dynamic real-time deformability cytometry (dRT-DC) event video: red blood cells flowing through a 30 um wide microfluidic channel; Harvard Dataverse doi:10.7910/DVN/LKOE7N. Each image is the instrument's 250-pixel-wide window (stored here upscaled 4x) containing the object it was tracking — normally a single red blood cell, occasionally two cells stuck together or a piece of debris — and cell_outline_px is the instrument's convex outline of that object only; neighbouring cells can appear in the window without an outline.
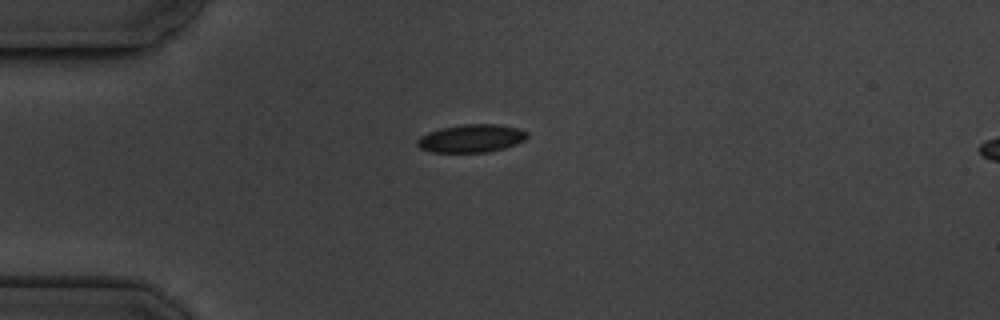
{"species": "common noctule bat (a hibernating species)", "species_latin": "Nyctalus noctula", "temperature_condition": "cold", "stored_images_in_passage": 7, "camera_frame_rate_fps": 3000, "um_per_image_px": 0.085, "animal": {"sex": "male", "body_mass_g": 19.5, "forearm_length_mm": 54.6}, "frame": {"image": 1, "passage_image": 1, "time_ms": 0.0, "image_size_px": [1000, 320], "cell_outline_px": [[528, 136], [524, 140], [516, 144], [504, 148], [488, 152], [432, 152], [420, 148], [416, 144], [416, 140], [420, 136], [428, 132], [440, 128], [464, 124], [496, 124], [520, 128], [528, 132]], "centroid_in_image_um": [40.06, 11.76], "position_along_channel_um": 44.9, "area_um2": 18.03}}
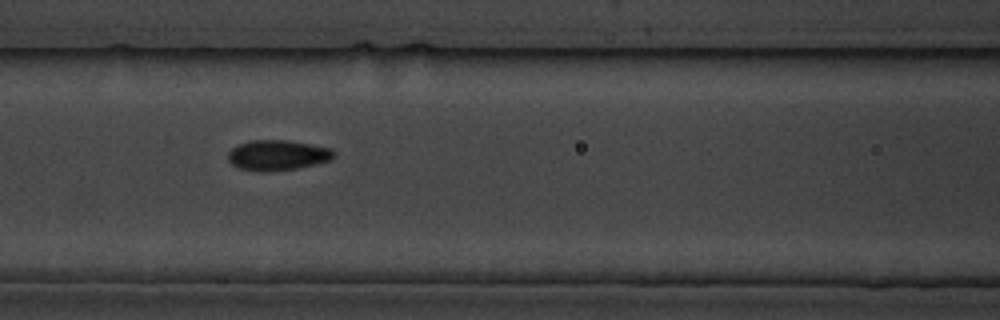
{"frame": {"image": 2, "passage_image": 4, "time_ms": 3.333, "image_size_px": [1000, 320], "cell_outline_px": [[336, 156], [328, 160], [316, 164], [296, 168], [240, 168], [232, 164], [228, 160], [228, 152], [232, 148], [240, 144], [252, 140], [288, 140], [312, 144], [332, 148]], "centroid_in_image_um": [23.65, 13.12], "position_along_channel_um": 143.0, "area_um2": 17.8}}
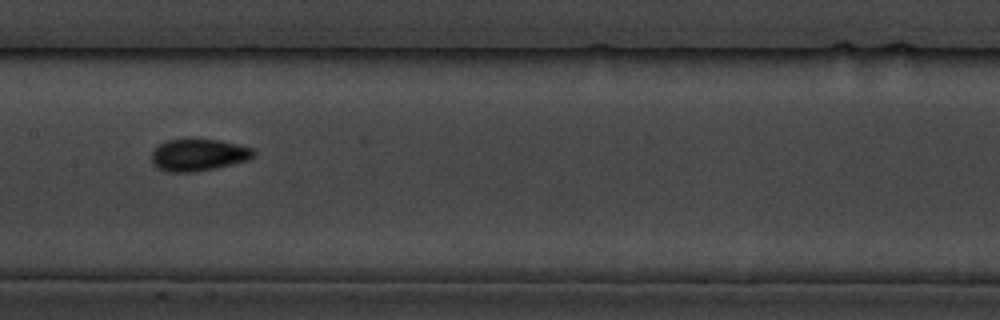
{"frame": {"image": 3, "passage_image": 5, "time_ms": 4.667, "image_size_px": [1000, 320], "cell_outline_px": [[256, 152], [248, 160], [216, 168], [192, 172], [168, 172], [152, 164], [152, 152], [164, 140], [220, 140], [252, 148]], "centroid_in_image_um": [16.86, 13.18], "position_along_channel_um": 190.5, "area_um2": 18.73}}